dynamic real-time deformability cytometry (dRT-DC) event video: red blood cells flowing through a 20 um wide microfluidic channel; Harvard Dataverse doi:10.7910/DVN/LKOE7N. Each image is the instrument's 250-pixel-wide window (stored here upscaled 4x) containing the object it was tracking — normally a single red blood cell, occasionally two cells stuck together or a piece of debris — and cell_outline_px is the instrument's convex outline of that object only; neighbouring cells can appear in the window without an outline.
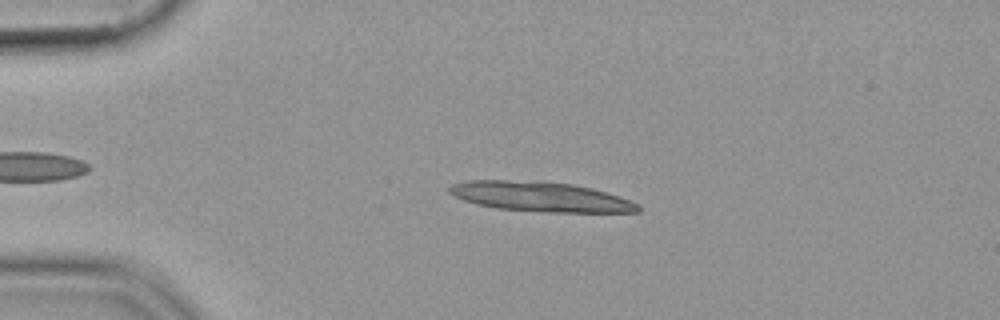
{"species": "common noctule bat (a hibernating species)", "species_latin": "Nyctalus noctula", "temperature_condition": "cold", "stored_images_in_passage": 53, "segment_of_instrument_passage": [1, 2], "camera_frame_rate_fps": 3000, "um_per_image_px": 0.085, "animal": {"sex": "female", "body_mass_g": 19.9}, "frame": {"image": 1, "passage_image": 12, "time_ms": 3.667, "image_size_px": [1000, 320], "cell_outline_px": [[640, 212], [552, 212], [496, 208], [476, 204], [464, 200], [448, 192], [448, 188], [452, 184], [468, 180], [508, 180], [572, 184], [592, 188], [620, 196], [640, 204]], "centroid_in_image_um": [45.97, 16.72], "position_along_channel_um": 39.0, "area_um2": 32.48}}